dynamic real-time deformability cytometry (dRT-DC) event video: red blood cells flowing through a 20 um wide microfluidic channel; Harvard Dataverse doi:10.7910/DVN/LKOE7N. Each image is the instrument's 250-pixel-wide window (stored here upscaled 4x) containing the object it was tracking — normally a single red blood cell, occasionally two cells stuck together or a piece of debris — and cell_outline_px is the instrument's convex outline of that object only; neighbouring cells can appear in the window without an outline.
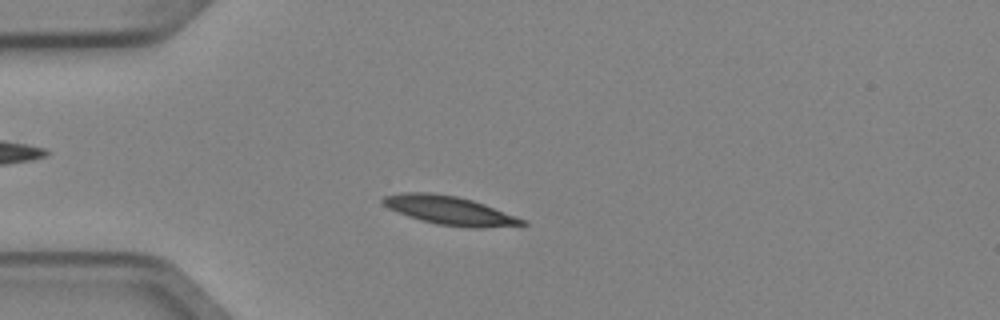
{"species": "Egyptian fruit bat (a non-hibernating species)", "species_latin": "Rousettus aegyptiacus", "temperature_condition": "cold", "stored_images_in_passage": 5, "camera_frame_rate_fps": 3000, "um_per_image_px": 0.085, "animal": {"sex": "female"}, "frame": {"image": 1, "passage_image": 4, "time_ms": 1.0, "image_size_px": [1000, 320], "cell_outline_px": [[528, 224], [484, 228], [468, 228], [436, 224], [408, 216], [388, 208], [380, 200], [384, 196], [404, 192], [432, 192], [456, 196], [472, 200], [484, 204], [528, 220]], "centroid_in_image_um": [38.24, 17.89], "position_along_channel_um": 46.8, "area_um2": 23.35}}